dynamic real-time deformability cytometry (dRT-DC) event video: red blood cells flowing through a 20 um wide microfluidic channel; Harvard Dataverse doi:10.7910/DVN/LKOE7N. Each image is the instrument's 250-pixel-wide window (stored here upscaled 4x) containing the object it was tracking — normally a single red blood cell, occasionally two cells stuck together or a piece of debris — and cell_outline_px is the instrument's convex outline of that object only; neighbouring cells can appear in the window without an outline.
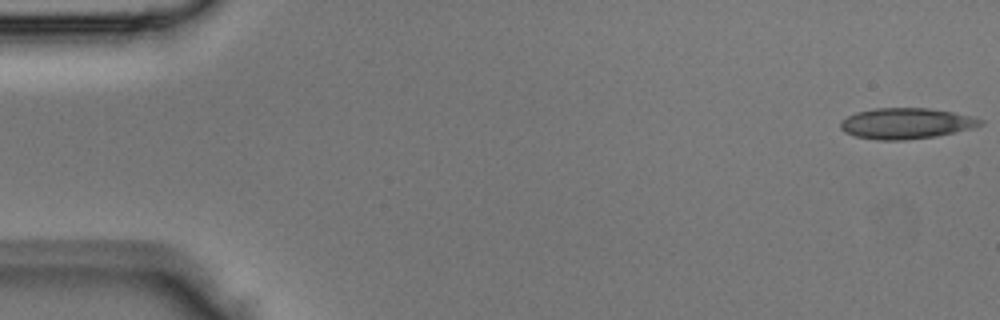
{"species": "Egyptian fruit bat (a non-hibernating species)", "species_latin": "Rousettus aegyptiacus", "temperature_condition": "room temperature", "stored_images_in_passage": 5, "segment_of_instrument_passage": [1, 2], "camera_frame_rate_fps": 3000, "um_per_image_px": 0.085, "animal": {"sex": "male"}, "frame": {"image": 1, "passage_image": 1, "time_ms": 0.0, "image_size_px": [1000, 320], "cell_outline_px": [[984, 124], [976, 128], [936, 136], [904, 140], [876, 140], [856, 136], [844, 132], [840, 128], [840, 120], [856, 112], [872, 108], [928, 108], [976, 116], [984, 120]], "centroid_in_image_um": [77.06, 10.49], "position_along_channel_um": 7.9, "area_um2": 25.49}}
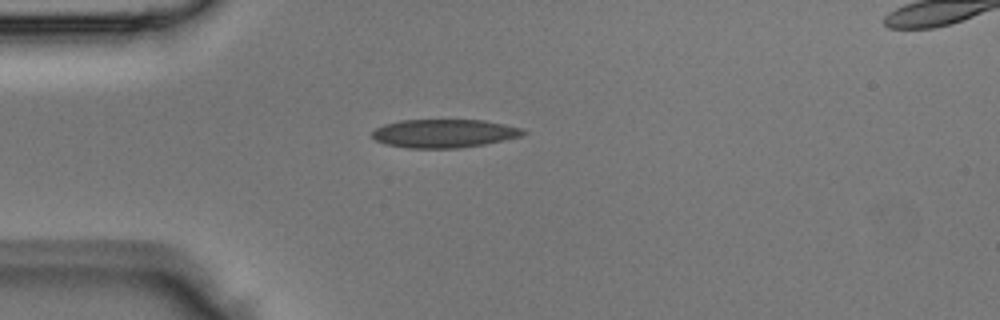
{"frame": {"image": 2, "passage_image": 4, "time_ms": 1.0, "image_size_px": [1000, 320], "cell_outline_px": [[528, 132], [520, 136], [484, 144], [460, 148], [408, 148], [384, 144], [376, 140], [372, 136], [372, 132], [376, 128], [384, 124], [400, 120], [484, 120], [504, 124], [520, 128]], "centroid_in_image_um": [37.72, 11.34], "position_along_channel_um": 47.3, "area_um2": 24.91}}